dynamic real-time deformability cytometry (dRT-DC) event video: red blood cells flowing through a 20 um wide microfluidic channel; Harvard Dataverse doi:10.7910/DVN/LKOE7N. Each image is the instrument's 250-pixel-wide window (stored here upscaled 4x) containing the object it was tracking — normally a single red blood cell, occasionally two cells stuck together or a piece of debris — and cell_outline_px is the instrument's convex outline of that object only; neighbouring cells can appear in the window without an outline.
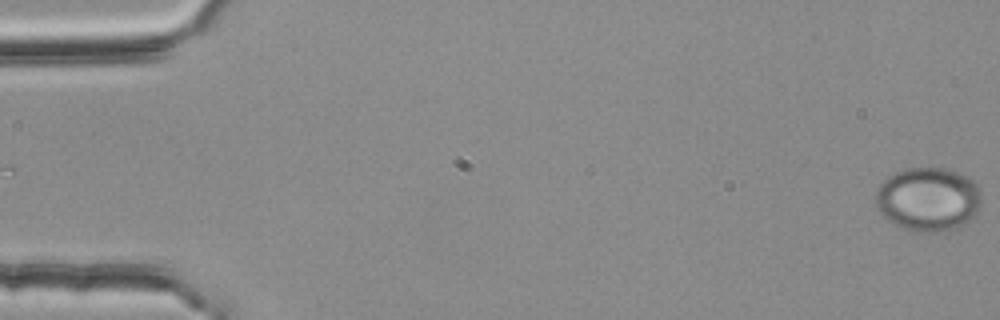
{"species": "common noctule bat (a hibernating species)", "species_latin": "Nyctalus noctula", "temperature_condition": "room temperature", "stored_images_in_passage": 13, "camera_frame_rate_fps": 3000, "um_per_image_px": 0.085, "animal": {"sex": "female", "body_mass_g": 25.1}, "frame": {"image": 1, "passage_image": 1, "time_ms": 0.0, "image_size_px": [1000, 320], "cell_outline_px": [[980, 204], [976, 212], [968, 224], [960, 228], [940, 232], [912, 232], [900, 228], [888, 220], [876, 208], [876, 188], [888, 176], [896, 172], [908, 168], [944, 168], [968, 176], [980, 188]], "centroid_in_image_um": [78.89, 16.96], "position_along_channel_um": 6.1, "area_um2": 39.88}}